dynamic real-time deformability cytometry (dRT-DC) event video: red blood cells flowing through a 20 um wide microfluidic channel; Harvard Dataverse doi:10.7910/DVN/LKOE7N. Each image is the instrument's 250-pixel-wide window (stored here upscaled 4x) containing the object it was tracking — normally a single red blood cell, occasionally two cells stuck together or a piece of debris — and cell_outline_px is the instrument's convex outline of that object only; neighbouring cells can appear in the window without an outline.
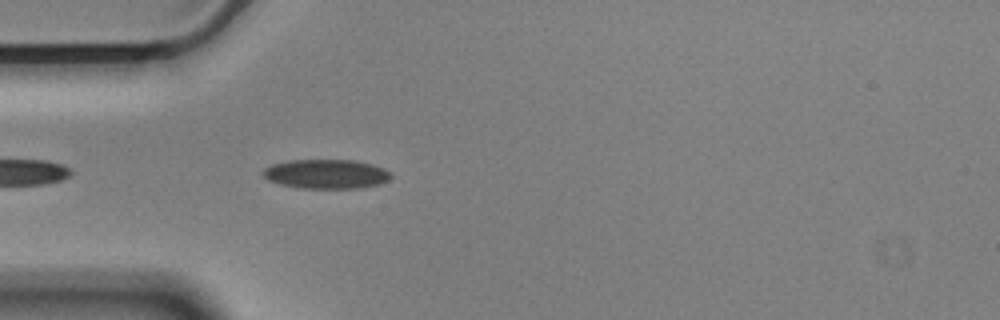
{"species": "Egyptian fruit bat (a non-hibernating species)", "species_latin": "Rousettus aegyptiacus", "temperature_condition": "cold", "stored_images_in_passage": 8, "camera_frame_rate_fps": 3000, "um_per_image_px": 0.085, "animal": {"sex": "male"}, "frame": {"image": 1, "passage_image": 4, "time_ms": 1.0, "image_size_px": [1000, 320], "cell_outline_px": [[392, 176], [388, 180], [380, 184], [360, 188], [300, 188], [280, 184], [268, 180], [260, 172], [264, 168], [272, 164], [288, 160], [356, 160], [372, 164], [384, 168]], "centroid_in_image_um": [27.71, 14.78], "position_along_channel_um": 57.3, "area_um2": 21.96}}